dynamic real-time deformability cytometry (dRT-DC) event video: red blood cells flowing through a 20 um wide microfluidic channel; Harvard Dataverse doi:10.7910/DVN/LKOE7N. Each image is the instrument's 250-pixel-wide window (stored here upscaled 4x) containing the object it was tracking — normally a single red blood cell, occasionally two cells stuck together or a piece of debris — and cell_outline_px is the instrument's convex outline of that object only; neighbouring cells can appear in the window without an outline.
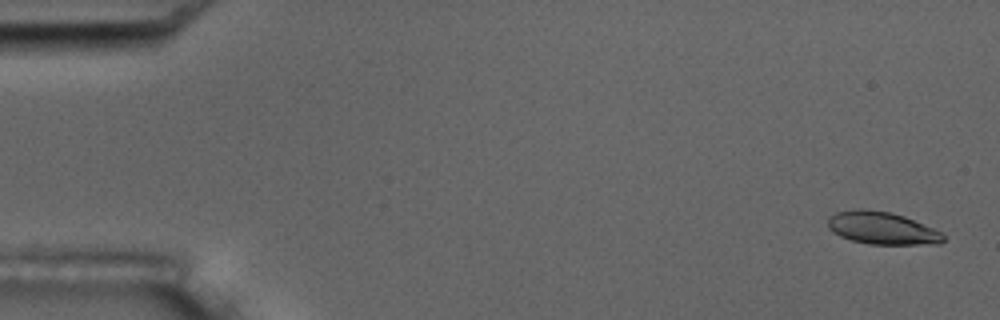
{"species": "common noctule bat (a hibernating species)", "species_latin": "Nyctalus noctula", "temperature_condition": "room temperature", "stored_images_in_passage": 4, "camera_frame_rate_fps": 3000, "um_per_image_px": 0.085, "animal": {"sex": "male", "body_mass_g": 17.5, "forearm_length_mm": 52.3}, "frame": {"image": 1, "passage_image": 1, "time_ms": 0.0, "image_size_px": [1000, 320], "cell_outline_px": [[944, 240], [940, 244], [868, 244], [852, 240], [840, 236], [832, 232], [828, 228], [828, 216], [836, 212], [860, 208], [864, 208], [892, 212], [904, 216], [944, 232]], "centroid_in_image_um": [74.98, 19.38], "position_along_channel_um": 10.0, "area_um2": 22.14}}